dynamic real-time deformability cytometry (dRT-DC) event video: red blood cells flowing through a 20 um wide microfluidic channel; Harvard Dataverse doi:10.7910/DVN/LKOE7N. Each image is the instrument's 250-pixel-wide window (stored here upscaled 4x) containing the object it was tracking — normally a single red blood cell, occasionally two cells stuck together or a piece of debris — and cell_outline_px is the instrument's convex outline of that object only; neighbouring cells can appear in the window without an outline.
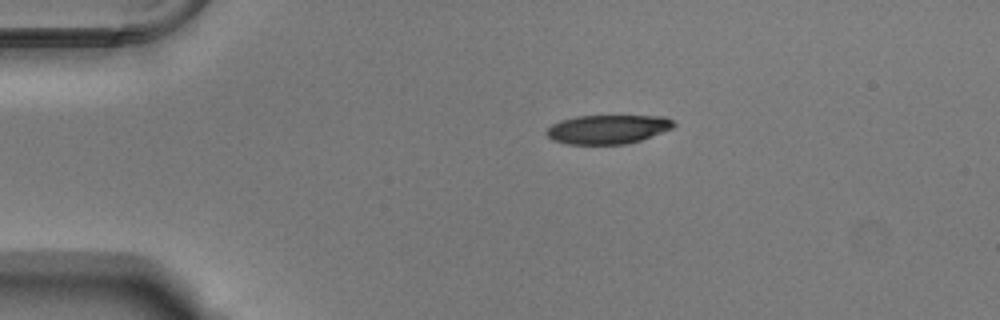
{"species": "Egyptian fruit bat (a non-hibernating species)", "species_latin": "Rousettus aegyptiacus", "temperature_condition": "warm", "stored_images_in_passage": 44, "camera_frame_rate_fps": 3000, "um_per_image_px": 0.085, "animal": {"sex": "male"}, "frame": {"image": 1, "passage_image": 1, "time_ms": 0.0, "image_size_px": [1000, 320], "cell_outline_px": [[676, 124], [672, 128], [640, 140], [628, 144], [568, 144], [552, 140], [544, 132], [552, 124], [560, 120], [576, 116], [664, 116], [672, 120]], "centroid_in_image_um": [51.63, 10.99], "position_along_channel_um": 33.4, "area_um2": 21.44}}
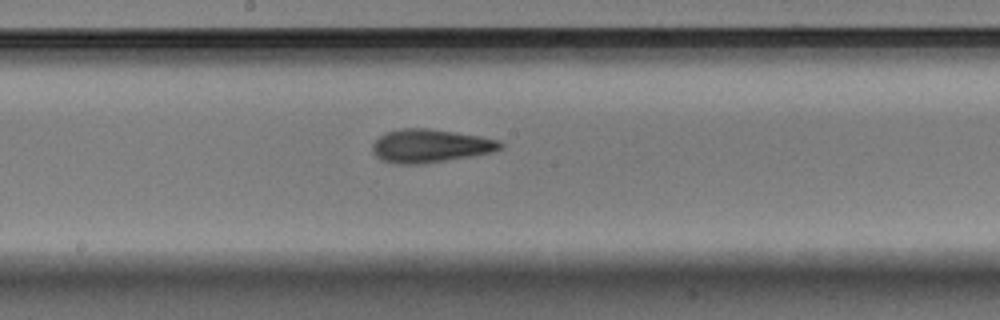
{"frame": {"image": 2, "passage_image": 19, "time_ms": 6.0, "image_size_px": [1000, 320], "cell_outline_px": [[504, 148], [492, 152], [472, 156], [424, 164], [396, 164], [380, 160], [372, 152], [372, 144], [384, 132], [400, 128], [428, 128], [480, 136], [500, 140], [504, 144]], "centroid_in_image_um": [36.57, 12.4], "position_along_channel_um": 211.6, "area_um2": 25.14}}
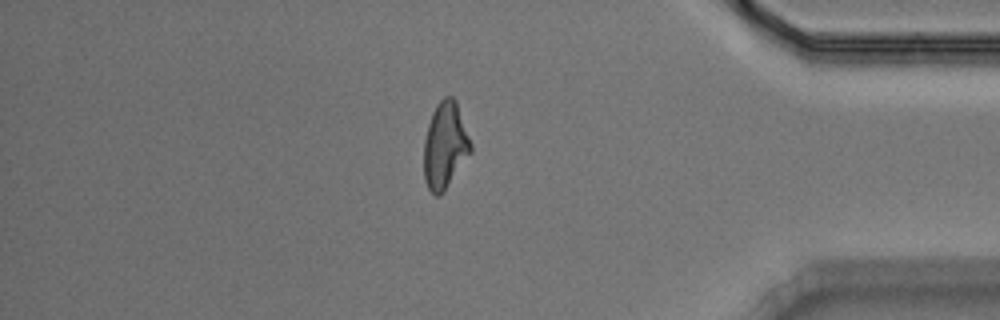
{"frame": {"image": 3, "passage_image": 36, "time_ms": 11.667, "image_size_px": [1000, 320], "cell_outline_px": [[472, 152], [444, 192], [440, 196], [436, 196], [428, 188], [424, 180], [424, 140], [428, 124], [432, 112], [436, 104], [444, 96], [452, 96], [456, 100], [472, 144]], "centroid_in_image_um": [37.83, 12.37], "position_along_channel_um": 397.4, "area_um2": 23.87}, "authors_computed_cell_mechanics": {"area_um2": 23.5824, "velocity_mm_per_s": 3.7875, "shape_relaxation_time_tau1_ms": 6.4421, "shape_relaxation_time_tau2_ms": 2.3218, "deformation_change_tau1": 0.1906, "deformation_change_tau2": 0.1007}}